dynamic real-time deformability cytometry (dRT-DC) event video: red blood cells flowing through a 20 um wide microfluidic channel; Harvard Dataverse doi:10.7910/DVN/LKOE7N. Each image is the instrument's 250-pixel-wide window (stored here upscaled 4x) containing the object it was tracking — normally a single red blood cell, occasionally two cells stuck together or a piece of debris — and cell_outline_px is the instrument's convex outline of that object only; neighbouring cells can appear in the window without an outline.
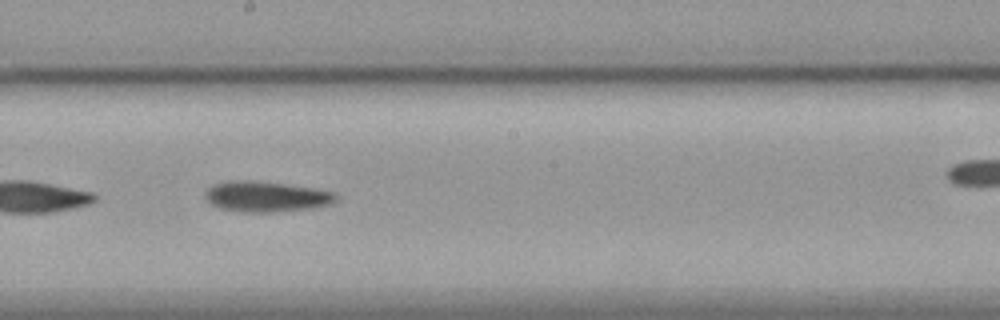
{"species": "common noctule bat (a hibernating species)", "species_latin": "Nyctalus noctula", "temperature_condition": "cold", "stored_images_in_passage": 42, "camera_frame_rate_fps": 3000, "um_per_image_px": 0.085, "animal": {"sex": "female", "body_mass_g": 19.9}, "frame": {"image": 1, "passage_image": 19, "time_ms": 6.0, "image_size_px": [1000, 320], "cell_outline_px": [[340, 196], [332, 204], [316, 208], [276, 212], [240, 212], [220, 208], [212, 204], [204, 196], [204, 192], [212, 184], [228, 180], [256, 180], [312, 188], [336, 192]], "centroid_in_image_um": [22.65, 16.71], "position_along_channel_um": 225.6, "area_um2": 23.7}, "authors_computed_cell_mechanics": {"area_um2": 22.6576, "velocity_mm_per_s": 3.5775, "shape_relaxation_time_tau1_ms": 4.8259, "shape_relaxation_time_tau2_ms": null, "deformation_change_tau1": 0.1068, "deformation_change_tau2": null}}